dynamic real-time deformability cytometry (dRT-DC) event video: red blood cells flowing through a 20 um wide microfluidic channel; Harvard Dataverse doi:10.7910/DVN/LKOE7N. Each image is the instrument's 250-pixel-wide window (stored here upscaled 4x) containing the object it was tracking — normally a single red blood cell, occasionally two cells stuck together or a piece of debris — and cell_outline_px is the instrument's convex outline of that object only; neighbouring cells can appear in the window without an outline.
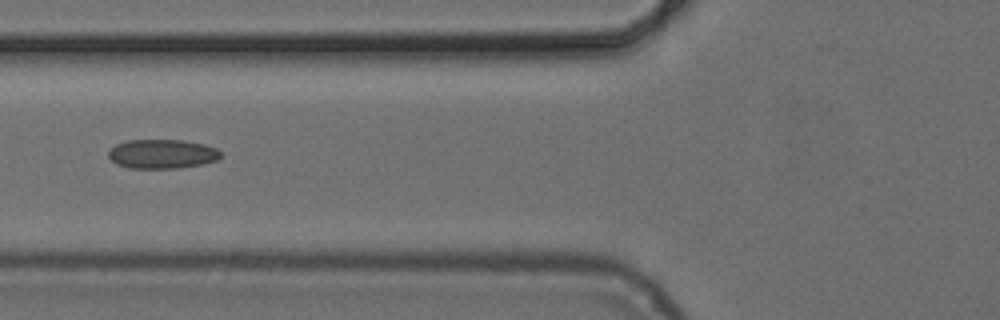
{"species": "common noctule bat (a hibernating species)", "species_latin": "Nyctalus noctula", "temperature_condition": "cold", "stored_images_in_passage": 6, "camera_frame_rate_fps": 3000, "um_per_image_px": 0.085, "animal": {"sex": "female", "body_mass_g": 24.6, "forearm_length_mm": 56.2}, "frame": {"image": 1, "passage_image": 4, "time_ms": 3.667, "image_size_px": [1000, 320], "cell_outline_px": [[220, 156], [216, 160], [204, 164], [180, 168], [128, 168], [116, 164], [108, 156], [108, 152], [116, 144], [124, 140], [184, 140], [204, 144], [216, 148], [220, 152]], "centroid_in_image_um": [13.77, 13.08], "position_along_channel_um": 112.0, "area_um2": 19.19}}
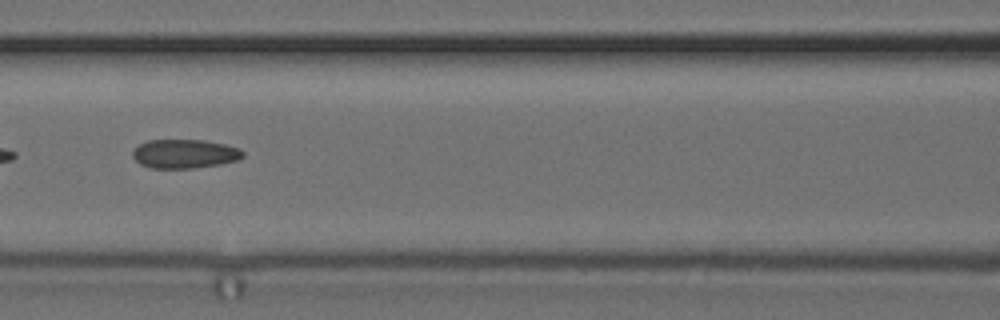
{"frame": {"image": 2, "passage_image": 5, "time_ms": 4.667, "image_size_px": [1000, 320], "cell_outline_px": [[244, 156], [240, 160], [220, 164], [192, 168], [152, 168], [140, 164], [132, 156], [132, 152], [140, 144], [148, 140], [204, 140], [224, 144], [240, 148], [244, 152]], "centroid_in_image_um": [15.72, 13.07], "position_along_channel_um": 150.9, "area_um2": 18.61}}
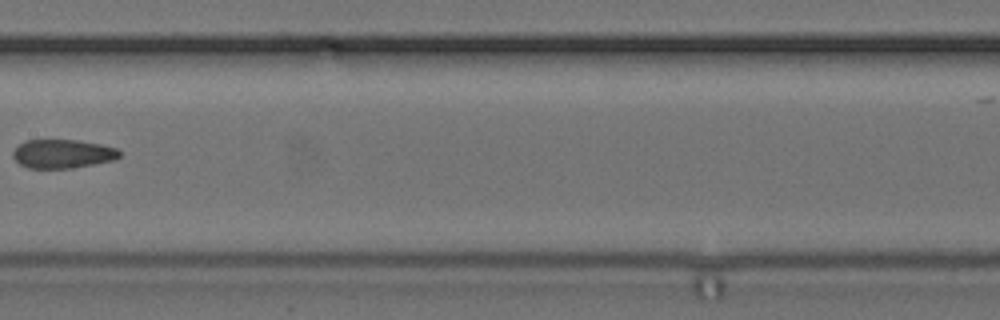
{"frame": {"image": 3, "passage_image": 6, "time_ms": 6.0, "image_size_px": [1000, 320], "cell_outline_px": [[120, 156], [112, 160], [72, 168], [28, 168], [20, 164], [12, 156], [12, 152], [20, 144], [28, 140], [76, 140], [100, 144], [116, 148], [120, 152]], "centroid_in_image_um": [5.3, 13.07], "position_along_channel_um": 202.1, "area_um2": 17.63}}